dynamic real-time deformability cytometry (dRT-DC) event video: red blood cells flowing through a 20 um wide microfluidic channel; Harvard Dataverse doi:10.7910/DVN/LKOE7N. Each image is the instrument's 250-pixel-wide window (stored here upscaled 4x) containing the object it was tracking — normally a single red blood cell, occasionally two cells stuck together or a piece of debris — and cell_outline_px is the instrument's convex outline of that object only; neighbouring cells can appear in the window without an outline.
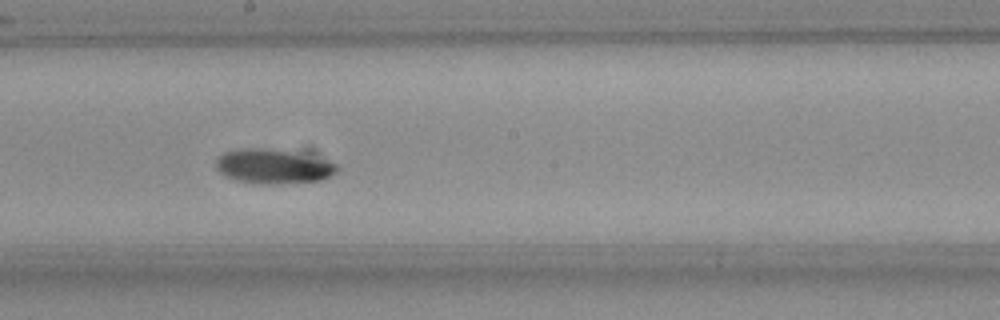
{"species": "Egyptian fruit bat (a non-hibernating species)", "species_latin": "Rousettus aegyptiacus", "temperature_condition": "room temperature", "stored_images_in_passage": 21, "camera_frame_rate_fps": 3000, "um_per_image_px": 0.085, "frame": {"image": 1, "passage_image": 18, "time_ms": 5.667, "image_size_px": [1000, 320], "cell_outline_px": [[340, 172], [336, 176], [328, 180], [288, 184], [264, 184], [236, 180], [224, 176], [216, 168], [216, 156], [224, 152], [240, 148], [264, 148], [288, 152], [340, 164]], "centroid_in_image_um": [23.28, 14.18], "position_along_channel_um": 224.9, "area_um2": 24.74}}